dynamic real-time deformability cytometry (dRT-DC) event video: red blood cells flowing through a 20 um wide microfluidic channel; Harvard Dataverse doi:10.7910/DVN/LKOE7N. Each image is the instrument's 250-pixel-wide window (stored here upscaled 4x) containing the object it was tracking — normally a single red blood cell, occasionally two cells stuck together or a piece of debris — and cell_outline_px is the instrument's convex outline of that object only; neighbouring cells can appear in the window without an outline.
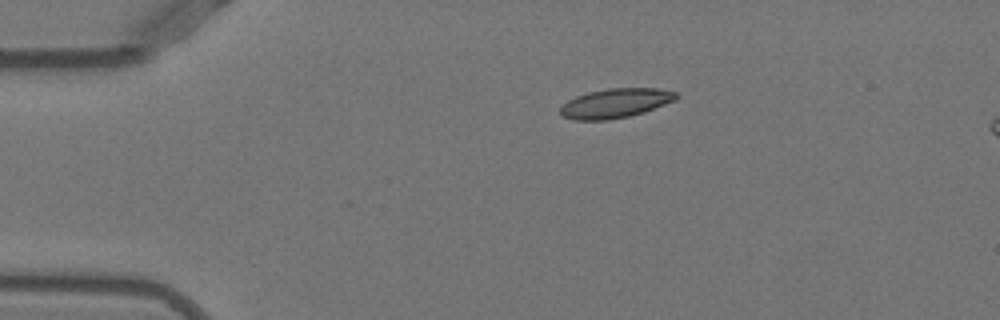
{"species": "Egyptian fruit bat (a non-hibernating species)", "species_latin": "Rousettus aegyptiacus", "temperature_condition": "warm", "stored_images_in_passage": 32, "camera_frame_rate_fps": 3000, "um_per_image_px": 0.085, "animal": {"sex": "female"}, "frame": {"image": 1, "passage_image": 1, "time_ms": 0.0, "image_size_px": [1000, 320], "cell_outline_px": [[680, 96], [676, 100], [644, 112], [628, 116], [608, 120], [572, 120], [560, 116], [560, 108], [568, 100], [576, 96], [588, 92], [608, 88], [660, 88], [676, 92]], "centroid_in_image_um": [52.32, 8.77], "position_along_channel_um": 32.7, "area_um2": 20.0}}
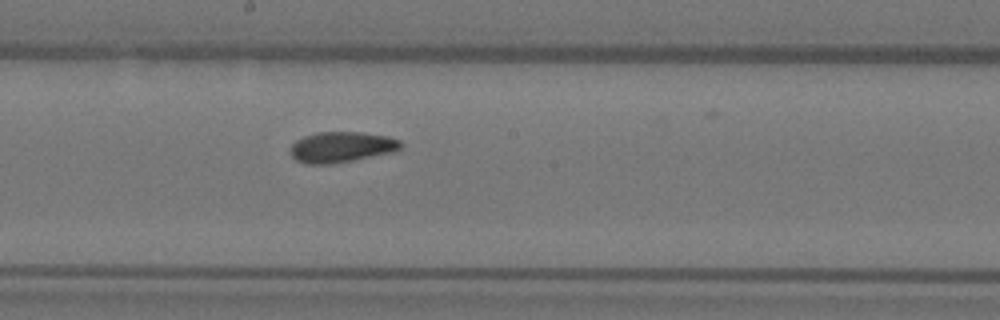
{"frame": {"image": 2, "passage_image": 19, "time_ms": 6.0, "image_size_px": [1000, 320], "cell_outline_px": [[404, 144], [400, 148], [392, 152], [332, 164], [304, 164], [296, 160], [288, 152], [292, 144], [296, 140], [304, 136], [316, 132], [360, 132], [388, 136], [400, 140]], "centroid_in_image_um": [28.99, 12.5], "position_along_channel_um": 219.2, "area_um2": 19.83}}
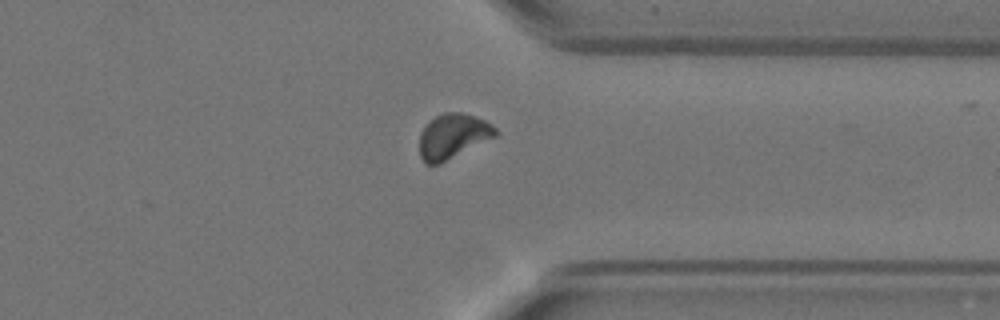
{"frame": {"image": 3, "passage_image": 31, "time_ms": 10.0, "image_size_px": [1000, 320], "cell_outline_px": [[500, 132], [496, 136], [440, 164], [424, 164], [420, 156], [420, 132], [436, 116], [444, 112], [460, 112], [484, 120], [492, 124]], "centroid_in_image_um": [38.5, 11.59], "position_along_channel_um": 372.9, "area_um2": 19.71}}